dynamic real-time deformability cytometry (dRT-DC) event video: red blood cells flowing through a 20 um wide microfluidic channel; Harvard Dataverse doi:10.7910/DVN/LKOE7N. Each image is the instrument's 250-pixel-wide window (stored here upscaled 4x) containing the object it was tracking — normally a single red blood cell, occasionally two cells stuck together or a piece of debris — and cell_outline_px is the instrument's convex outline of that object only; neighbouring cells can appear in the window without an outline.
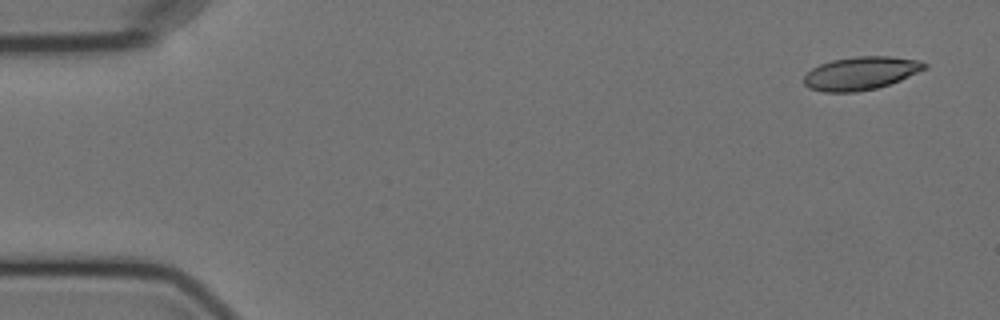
{"species": "Egyptian fruit bat (a non-hibernating species)", "species_latin": "Rousettus aegyptiacus", "temperature_condition": "cold", "stored_images_in_passage": 4, "camera_frame_rate_fps": 3000, "um_per_image_px": 0.085, "animal": {"sex": "female"}, "frame": {"image": 1, "passage_image": 1, "time_ms": 0.0, "image_size_px": [1000, 320], "cell_outline_px": [[928, 68], [900, 80], [876, 88], [856, 92], [824, 92], [808, 88], [804, 84], [804, 76], [812, 68], [820, 64], [832, 60], [856, 56], [888, 56], [920, 60], [928, 64]], "centroid_in_image_um": [73.18, 6.22], "position_along_channel_um": 11.8, "area_um2": 23.35}}
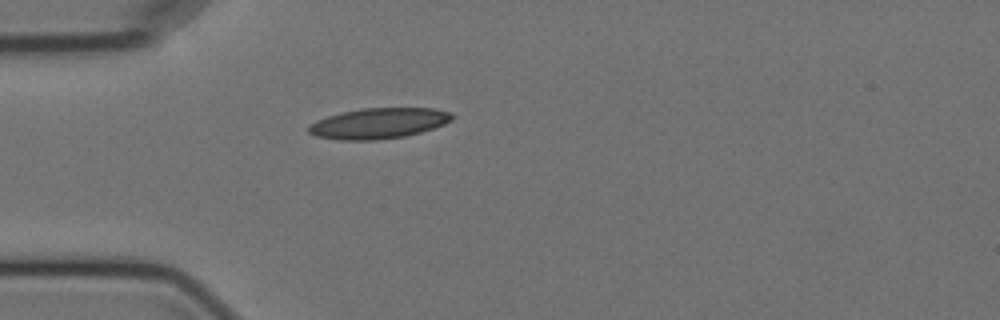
{"frame": {"image": 2, "passage_image": 4, "time_ms": 4.333, "image_size_px": [1000, 320], "cell_outline_px": [[452, 120], [444, 124], [420, 132], [404, 136], [376, 140], [340, 140], [316, 136], [308, 132], [308, 124], [316, 120], [340, 112], [364, 108], [436, 108], [452, 112]], "centroid_in_image_um": [32.16, 10.47], "position_along_channel_um": 52.8, "area_um2": 25.61}}